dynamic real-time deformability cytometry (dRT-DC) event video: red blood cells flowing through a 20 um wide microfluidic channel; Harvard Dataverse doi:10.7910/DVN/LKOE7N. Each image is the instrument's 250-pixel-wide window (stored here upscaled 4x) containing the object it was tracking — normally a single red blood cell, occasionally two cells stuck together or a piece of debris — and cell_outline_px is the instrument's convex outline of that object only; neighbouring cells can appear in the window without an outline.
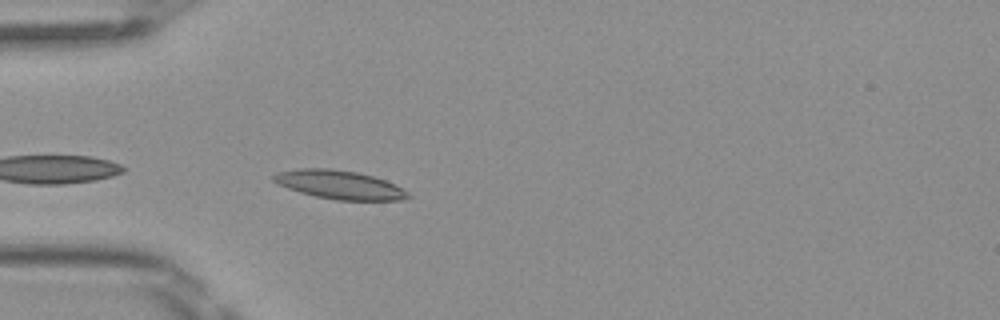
{"species": "Egyptian fruit bat (a non-hibernating species)", "species_latin": "Rousettus aegyptiacus", "temperature_condition": "room temperature", "stored_images_in_passage": 3, "camera_frame_rate_fps": 3000, "um_per_image_px": 0.085, "frame": {"image": 1, "passage_image": 3, "time_ms": 0.667, "image_size_px": [1000, 320], "cell_outline_px": [[412, 196], [400, 200], [336, 200], [316, 196], [300, 192], [276, 184], [272, 180], [272, 176], [276, 172], [300, 168], [332, 168], [356, 172], [372, 176], [396, 184], [408, 192]], "centroid_in_image_um": [28.83, 15.69], "position_along_channel_um": 56.2, "area_um2": 22.48}}